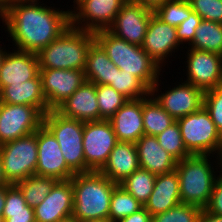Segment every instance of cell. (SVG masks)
<instances>
[{"instance_id": "44", "label": "cell", "mask_w": 222, "mask_h": 222, "mask_svg": "<svg viewBox=\"0 0 222 222\" xmlns=\"http://www.w3.org/2000/svg\"><path fill=\"white\" fill-rule=\"evenodd\" d=\"M134 2L141 4L143 7L155 11L158 7L164 4L168 0H133Z\"/></svg>"}, {"instance_id": "21", "label": "cell", "mask_w": 222, "mask_h": 222, "mask_svg": "<svg viewBox=\"0 0 222 222\" xmlns=\"http://www.w3.org/2000/svg\"><path fill=\"white\" fill-rule=\"evenodd\" d=\"M109 122L118 141L135 144L144 135L142 98L127 100Z\"/></svg>"}, {"instance_id": "32", "label": "cell", "mask_w": 222, "mask_h": 222, "mask_svg": "<svg viewBox=\"0 0 222 222\" xmlns=\"http://www.w3.org/2000/svg\"><path fill=\"white\" fill-rule=\"evenodd\" d=\"M109 85L128 100L145 98L150 94V89L139 78L116 66L115 76Z\"/></svg>"}, {"instance_id": "27", "label": "cell", "mask_w": 222, "mask_h": 222, "mask_svg": "<svg viewBox=\"0 0 222 222\" xmlns=\"http://www.w3.org/2000/svg\"><path fill=\"white\" fill-rule=\"evenodd\" d=\"M144 135L157 136L176 120L149 94L142 98Z\"/></svg>"}, {"instance_id": "45", "label": "cell", "mask_w": 222, "mask_h": 222, "mask_svg": "<svg viewBox=\"0 0 222 222\" xmlns=\"http://www.w3.org/2000/svg\"><path fill=\"white\" fill-rule=\"evenodd\" d=\"M13 3V0H0V18L8 11Z\"/></svg>"}, {"instance_id": "47", "label": "cell", "mask_w": 222, "mask_h": 222, "mask_svg": "<svg viewBox=\"0 0 222 222\" xmlns=\"http://www.w3.org/2000/svg\"><path fill=\"white\" fill-rule=\"evenodd\" d=\"M8 185L7 181L5 180L4 173H3V166H2V159L0 153V187Z\"/></svg>"}, {"instance_id": "50", "label": "cell", "mask_w": 222, "mask_h": 222, "mask_svg": "<svg viewBox=\"0 0 222 222\" xmlns=\"http://www.w3.org/2000/svg\"><path fill=\"white\" fill-rule=\"evenodd\" d=\"M58 222H78V220L74 219L73 217H69L67 219H64Z\"/></svg>"}, {"instance_id": "2", "label": "cell", "mask_w": 222, "mask_h": 222, "mask_svg": "<svg viewBox=\"0 0 222 222\" xmlns=\"http://www.w3.org/2000/svg\"><path fill=\"white\" fill-rule=\"evenodd\" d=\"M70 180L74 201L72 217L78 221L109 222L112 192L118 184L100 171L76 173Z\"/></svg>"}, {"instance_id": "5", "label": "cell", "mask_w": 222, "mask_h": 222, "mask_svg": "<svg viewBox=\"0 0 222 222\" xmlns=\"http://www.w3.org/2000/svg\"><path fill=\"white\" fill-rule=\"evenodd\" d=\"M94 33L71 25L37 53L40 69L84 70Z\"/></svg>"}, {"instance_id": "28", "label": "cell", "mask_w": 222, "mask_h": 222, "mask_svg": "<svg viewBox=\"0 0 222 222\" xmlns=\"http://www.w3.org/2000/svg\"><path fill=\"white\" fill-rule=\"evenodd\" d=\"M2 217L5 222H36L34 208L26 204L22 192L15 184L6 185Z\"/></svg>"}, {"instance_id": "41", "label": "cell", "mask_w": 222, "mask_h": 222, "mask_svg": "<svg viewBox=\"0 0 222 222\" xmlns=\"http://www.w3.org/2000/svg\"><path fill=\"white\" fill-rule=\"evenodd\" d=\"M204 209L212 214L222 216V184L218 180L214 184L209 202Z\"/></svg>"}, {"instance_id": "42", "label": "cell", "mask_w": 222, "mask_h": 222, "mask_svg": "<svg viewBox=\"0 0 222 222\" xmlns=\"http://www.w3.org/2000/svg\"><path fill=\"white\" fill-rule=\"evenodd\" d=\"M116 222H152V216L143 207L137 212H134L133 214L126 216L125 218L117 220Z\"/></svg>"}, {"instance_id": "52", "label": "cell", "mask_w": 222, "mask_h": 222, "mask_svg": "<svg viewBox=\"0 0 222 222\" xmlns=\"http://www.w3.org/2000/svg\"><path fill=\"white\" fill-rule=\"evenodd\" d=\"M28 1H39V0H13V2H28Z\"/></svg>"}, {"instance_id": "48", "label": "cell", "mask_w": 222, "mask_h": 222, "mask_svg": "<svg viewBox=\"0 0 222 222\" xmlns=\"http://www.w3.org/2000/svg\"><path fill=\"white\" fill-rule=\"evenodd\" d=\"M2 46L3 45L0 44V67H1V64H2V61H3V58L5 57L6 52L8 51V50H6L7 49L6 47L4 48Z\"/></svg>"}, {"instance_id": "22", "label": "cell", "mask_w": 222, "mask_h": 222, "mask_svg": "<svg viewBox=\"0 0 222 222\" xmlns=\"http://www.w3.org/2000/svg\"><path fill=\"white\" fill-rule=\"evenodd\" d=\"M181 203L178 173L175 170L156 176L154 189L144 208L154 216Z\"/></svg>"}, {"instance_id": "26", "label": "cell", "mask_w": 222, "mask_h": 222, "mask_svg": "<svg viewBox=\"0 0 222 222\" xmlns=\"http://www.w3.org/2000/svg\"><path fill=\"white\" fill-rule=\"evenodd\" d=\"M115 66L103 48L94 41L87 53L84 68L86 81L95 85H109L115 76Z\"/></svg>"}, {"instance_id": "25", "label": "cell", "mask_w": 222, "mask_h": 222, "mask_svg": "<svg viewBox=\"0 0 222 222\" xmlns=\"http://www.w3.org/2000/svg\"><path fill=\"white\" fill-rule=\"evenodd\" d=\"M0 102L7 104L31 105L37 107L44 115L48 112V105L42 92L40 74L22 84L8 85L0 91Z\"/></svg>"}, {"instance_id": "53", "label": "cell", "mask_w": 222, "mask_h": 222, "mask_svg": "<svg viewBox=\"0 0 222 222\" xmlns=\"http://www.w3.org/2000/svg\"><path fill=\"white\" fill-rule=\"evenodd\" d=\"M0 222H5V220L2 216H0Z\"/></svg>"}, {"instance_id": "24", "label": "cell", "mask_w": 222, "mask_h": 222, "mask_svg": "<svg viewBox=\"0 0 222 222\" xmlns=\"http://www.w3.org/2000/svg\"><path fill=\"white\" fill-rule=\"evenodd\" d=\"M139 167L136 145L118 141L100 172L112 182L120 184Z\"/></svg>"}, {"instance_id": "51", "label": "cell", "mask_w": 222, "mask_h": 222, "mask_svg": "<svg viewBox=\"0 0 222 222\" xmlns=\"http://www.w3.org/2000/svg\"><path fill=\"white\" fill-rule=\"evenodd\" d=\"M78 222H107V221H101V220H82Z\"/></svg>"}, {"instance_id": "18", "label": "cell", "mask_w": 222, "mask_h": 222, "mask_svg": "<svg viewBox=\"0 0 222 222\" xmlns=\"http://www.w3.org/2000/svg\"><path fill=\"white\" fill-rule=\"evenodd\" d=\"M73 202L72 181H57L44 200L34 208L35 221L58 222L72 217Z\"/></svg>"}, {"instance_id": "3", "label": "cell", "mask_w": 222, "mask_h": 222, "mask_svg": "<svg viewBox=\"0 0 222 222\" xmlns=\"http://www.w3.org/2000/svg\"><path fill=\"white\" fill-rule=\"evenodd\" d=\"M221 158L215 155H191L177 161L181 203L194 204L201 208L208 204L218 180Z\"/></svg>"}, {"instance_id": "34", "label": "cell", "mask_w": 222, "mask_h": 222, "mask_svg": "<svg viewBox=\"0 0 222 222\" xmlns=\"http://www.w3.org/2000/svg\"><path fill=\"white\" fill-rule=\"evenodd\" d=\"M100 120H109L127 102V98L110 85H96Z\"/></svg>"}, {"instance_id": "31", "label": "cell", "mask_w": 222, "mask_h": 222, "mask_svg": "<svg viewBox=\"0 0 222 222\" xmlns=\"http://www.w3.org/2000/svg\"><path fill=\"white\" fill-rule=\"evenodd\" d=\"M156 176V174L139 167L121 182L120 185L137 201L145 205L154 189Z\"/></svg>"}, {"instance_id": "10", "label": "cell", "mask_w": 222, "mask_h": 222, "mask_svg": "<svg viewBox=\"0 0 222 222\" xmlns=\"http://www.w3.org/2000/svg\"><path fill=\"white\" fill-rule=\"evenodd\" d=\"M128 0H74L71 26L92 33L108 30Z\"/></svg>"}, {"instance_id": "20", "label": "cell", "mask_w": 222, "mask_h": 222, "mask_svg": "<svg viewBox=\"0 0 222 222\" xmlns=\"http://www.w3.org/2000/svg\"><path fill=\"white\" fill-rule=\"evenodd\" d=\"M55 110L62 116L79 121H99L100 110L96 94V85L92 82L85 81Z\"/></svg>"}, {"instance_id": "43", "label": "cell", "mask_w": 222, "mask_h": 222, "mask_svg": "<svg viewBox=\"0 0 222 222\" xmlns=\"http://www.w3.org/2000/svg\"><path fill=\"white\" fill-rule=\"evenodd\" d=\"M198 222H222V216L212 214L206 211L204 208H202Z\"/></svg>"}, {"instance_id": "33", "label": "cell", "mask_w": 222, "mask_h": 222, "mask_svg": "<svg viewBox=\"0 0 222 222\" xmlns=\"http://www.w3.org/2000/svg\"><path fill=\"white\" fill-rule=\"evenodd\" d=\"M143 207L144 205L118 184L112 192L109 222H116L117 220L137 212Z\"/></svg>"}, {"instance_id": "1", "label": "cell", "mask_w": 222, "mask_h": 222, "mask_svg": "<svg viewBox=\"0 0 222 222\" xmlns=\"http://www.w3.org/2000/svg\"><path fill=\"white\" fill-rule=\"evenodd\" d=\"M42 3V4H41ZM41 1L14 2L0 18L13 49L37 54L71 25L70 9Z\"/></svg>"}, {"instance_id": "37", "label": "cell", "mask_w": 222, "mask_h": 222, "mask_svg": "<svg viewBox=\"0 0 222 222\" xmlns=\"http://www.w3.org/2000/svg\"><path fill=\"white\" fill-rule=\"evenodd\" d=\"M201 211L200 206L180 203L163 213L152 216V222H198Z\"/></svg>"}, {"instance_id": "15", "label": "cell", "mask_w": 222, "mask_h": 222, "mask_svg": "<svg viewBox=\"0 0 222 222\" xmlns=\"http://www.w3.org/2000/svg\"><path fill=\"white\" fill-rule=\"evenodd\" d=\"M37 150L35 175L64 181L76 174L67 165L55 136L44 124L37 129Z\"/></svg>"}, {"instance_id": "14", "label": "cell", "mask_w": 222, "mask_h": 222, "mask_svg": "<svg viewBox=\"0 0 222 222\" xmlns=\"http://www.w3.org/2000/svg\"><path fill=\"white\" fill-rule=\"evenodd\" d=\"M183 48L185 47L177 38L176 27L164 23L153 13L148 23L142 49L165 71L168 62L172 65L169 58L177 55L174 53H178L179 49V55H183L181 54V51L185 53Z\"/></svg>"}, {"instance_id": "38", "label": "cell", "mask_w": 222, "mask_h": 222, "mask_svg": "<svg viewBox=\"0 0 222 222\" xmlns=\"http://www.w3.org/2000/svg\"><path fill=\"white\" fill-rule=\"evenodd\" d=\"M192 11L202 20L222 24V0H188Z\"/></svg>"}, {"instance_id": "30", "label": "cell", "mask_w": 222, "mask_h": 222, "mask_svg": "<svg viewBox=\"0 0 222 222\" xmlns=\"http://www.w3.org/2000/svg\"><path fill=\"white\" fill-rule=\"evenodd\" d=\"M56 182L55 178L33 175L15 185L22 192L26 204L35 208L44 200Z\"/></svg>"}, {"instance_id": "29", "label": "cell", "mask_w": 222, "mask_h": 222, "mask_svg": "<svg viewBox=\"0 0 222 222\" xmlns=\"http://www.w3.org/2000/svg\"><path fill=\"white\" fill-rule=\"evenodd\" d=\"M188 48L222 55V24L202 20Z\"/></svg>"}, {"instance_id": "9", "label": "cell", "mask_w": 222, "mask_h": 222, "mask_svg": "<svg viewBox=\"0 0 222 222\" xmlns=\"http://www.w3.org/2000/svg\"><path fill=\"white\" fill-rule=\"evenodd\" d=\"M161 77L150 89V94L175 120L199 111L204 105V91L183 81V77L173 86L161 87ZM161 87V88H160ZM172 87V88H171ZM166 88L168 90H166ZM160 89H163V93Z\"/></svg>"}, {"instance_id": "19", "label": "cell", "mask_w": 222, "mask_h": 222, "mask_svg": "<svg viewBox=\"0 0 222 222\" xmlns=\"http://www.w3.org/2000/svg\"><path fill=\"white\" fill-rule=\"evenodd\" d=\"M39 74L37 54L8 47L0 67V91L5 86L22 84L24 81L34 79Z\"/></svg>"}, {"instance_id": "7", "label": "cell", "mask_w": 222, "mask_h": 222, "mask_svg": "<svg viewBox=\"0 0 222 222\" xmlns=\"http://www.w3.org/2000/svg\"><path fill=\"white\" fill-rule=\"evenodd\" d=\"M43 124L55 136L67 165L75 172H85L83 152L84 122L62 116L56 110H50L43 116Z\"/></svg>"}, {"instance_id": "6", "label": "cell", "mask_w": 222, "mask_h": 222, "mask_svg": "<svg viewBox=\"0 0 222 222\" xmlns=\"http://www.w3.org/2000/svg\"><path fill=\"white\" fill-rule=\"evenodd\" d=\"M187 151L191 155L222 157V135L204 106L197 112L176 120Z\"/></svg>"}, {"instance_id": "16", "label": "cell", "mask_w": 222, "mask_h": 222, "mask_svg": "<svg viewBox=\"0 0 222 222\" xmlns=\"http://www.w3.org/2000/svg\"><path fill=\"white\" fill-rule=\"evenodd\" d=\"M40 76L48 111L55 110L86 81L84 70L40 69Z\"/></svg>"}, {"instance_id": "49", "label": "cell", "mask_w": 222, "mask_h": 222, "mask_svg": "<svg viewBox=\"0 0 222 222\" xmlns=\"http://www.w3.org/2000/svg\"><path fill=\"white\" fill-rule=\"evenodd\" d=\"M218 173V181L222 184V158L219 162Z\"/></svg>"}, {"instance_id": "12", "label": "cell", "mask_w": 222, "mask_h": 222, "mask_svg": "<svg viewBox=\"0 0 222 222\" xmlns=\"http://www.w3.org/2000/svg\"><path fill=\"white\" fill-rule=\"evenodd\" d=\"M184 54L186 58L183 72L184 82L193 84L195 87L202 89L204 92L216 87L222 86V55L187 48ZM187 54V55H186ZM186 74V75H185Z\"/></svg>"}, {"instance_id": "13", "label": "cell", "mask_w": 222, "mask_h": 222, "mask_svg": "<svg viewBox=\"0 0 222 222\" xmlns=\"http://www.w3.org/2000/svg\"><path fill=\"white\" fill-rule=\"evenodd\" d=\"M44 114L31 105L0 102V145L35 133Z\"/></svg>"}, {"instance_id": "17", "label": "cell", "mask_w": 222, "mask_h": 222, "mask_svg": "<svg viewBox=\"0 0 222 222\" xmlns=\"http://www.w3.org/2000/svg\"><path fill=\"white\" fill-rule=\"evenodd\" d=\"M153 13L154 11L129 0L122 6L108 31L128 43L142 46Z\"/></svg>"}, {"instance_id": "4", "label": "cell", "mask_w": 222, "mask_h": 222, "mask_svg": "<svg viewBox=\"0 0 222 222\" xmlns=\"http://www.w3.org/2000/svg\"><path fill=\"white\" fill-rule=\"evenodd\" d=\"M94 40L109 59L122 71L135 75L149 89L165 71L142 49V46L119 39L108 30L94 33ZM163 72V73H161Z\"/></svg>"}, {"instance_id": "36", "label": "cell", "mask_w": 222, "mask_h": 222, "mask_svg": "<svg viewBox=\"0 0 222 222\" xmlns=\"http://www.w3.org/2000/svg\"><path fill=\"white\" fill-rule=\"evenodd\" d=\"M192 12L188 0H168L158 7L154 14L164 23L178 27Z\"/></svg>"}, {"instance_id": "8", "label": "cell", "mask_w": 222, "mask_h": 222, "mask_svg": "<svg viewBox=\"0 0 222 222\" xmlns=\"http://www.w3.org/2000/svg\"><path fill=\"white\" fill-rule=\"evenodd\" d=\"M3 173L8 184H16L35 175L37 167V131L0 145Z\"/></svg>"}, {"instance_id": "11", "label": "cell", "mask_w": 222, "mask_h": 222, "mask_svg": "<svg viewBox=\"0 0 222 222\" xmlns=\"http://www.w3.org/2000/svg\"><path fill=\"white\" fill-rule=\"evenodd\" d=\"M118 140L109 120L84 122L83 152L85 172L100 171Z\"/></svg>"}, {"instance_id": "46", "label": "cell", "mask_w": 222, "mask_h": 222, "mask_svg": "<svg viewBox=\"0 0 222 222\" xmlns=\"http://www.w3.org/2000/svg\"><path fill=\"white\" fill-rule=\"evenodd\" d=\"M5 198H6V185L0 187V216H2L3 214Z\"/></svg>"}, {"instance_id": "23", "label": "cell", "mask_w": 222, "mask_h": 222, "mask_svg": "<svg viewBox=\"0 0 222 222\" xmlns=\"http://www.w3.org/2000/svg\"><path fill=\"white\" fill-rule=\"evenodd\" d=\"M135 145L141 168L156 175L176 169L177 160L159 145L156 136L143 135Z\"/></svg>"}, {"instance_id": "39", "label": "cell", "mask_w": 222, "mask_h": 222, "mask_svg": "<svg viewBox=\"0 0 222 222\" xmlns=\"http://www.w3.org/2000/svg\"><path fill=\"white\" fill-rule=\"evenodd\" d=\"M203 106L222 135V86L204 92Z\"/></svg>"}, {"instance_id": "40", "label": "cell", "mask_w": 222, "mask_h": 222, "mask_svg": "<svg viewBox=\"0 0 222 222\" xmlns=\"http://www.w3.org/2000/svg\"><path fill=\"white\" fill-rule=\"evenodd\" d=\"M202 21V18L195 12L192 11L189 17L181 22L178 27H176L177 38L183 47H187L192 43L195 35V31Z\"/></svg>"}, {"instance_id": "35", "label": "cell", "mask_w": 222, "mask_h": 222, "mask_svg": "<svg viewBox=\"0 0 222 222\" xmlns=\"http://www.w3.org/2000/svg\"><path fill=\"white\" fill-rule=\"evenodd\" d=\"M156 137L159 145L169 154H171L177 161L191 156L183 143L181 131L177 121L172 123L167 129L158 134Z\"/></svg>"}]
</instances>
